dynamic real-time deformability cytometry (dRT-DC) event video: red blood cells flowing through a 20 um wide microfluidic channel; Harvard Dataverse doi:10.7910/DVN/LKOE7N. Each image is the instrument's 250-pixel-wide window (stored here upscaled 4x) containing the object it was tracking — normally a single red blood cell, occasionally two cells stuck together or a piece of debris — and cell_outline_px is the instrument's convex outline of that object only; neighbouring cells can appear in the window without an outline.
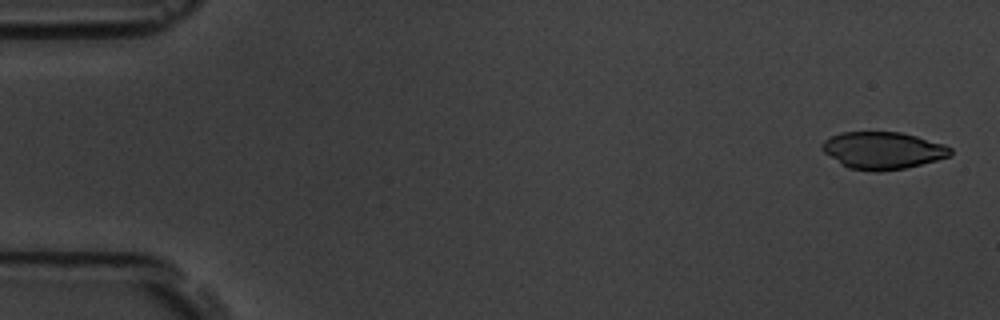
{"species": "common noctule bat (a hibernating species)", "species_latin": "Nyctalus noctula", "temperature_condition": "room temperature", "stored_images_in_passage": 5, "camera_frame_rate_fps": 3000, "um_per_image_px": 0.085, "animal": {"sex": "male", "body_mass_g": 19.5, "forearm_length_mm": 54.6}, "frame": {"image": 1, "passage_image": 1, "time_ms": 0.0, "image_size_px": [1000, 320], "cell_outline_px": [[952, 156], [904, 168], [880, 172], [872, 172], [848, 168], [840, 164], [824, 152], [820, 148], [820, 144], [824, 140], [840, 132], [900, 132], [916, 136], [944, 144], [952, 148]], "centroid_in_image_um": [75.02, 12.79], "position_along_channel_um": 10.0, "area_um2": 27.98}}